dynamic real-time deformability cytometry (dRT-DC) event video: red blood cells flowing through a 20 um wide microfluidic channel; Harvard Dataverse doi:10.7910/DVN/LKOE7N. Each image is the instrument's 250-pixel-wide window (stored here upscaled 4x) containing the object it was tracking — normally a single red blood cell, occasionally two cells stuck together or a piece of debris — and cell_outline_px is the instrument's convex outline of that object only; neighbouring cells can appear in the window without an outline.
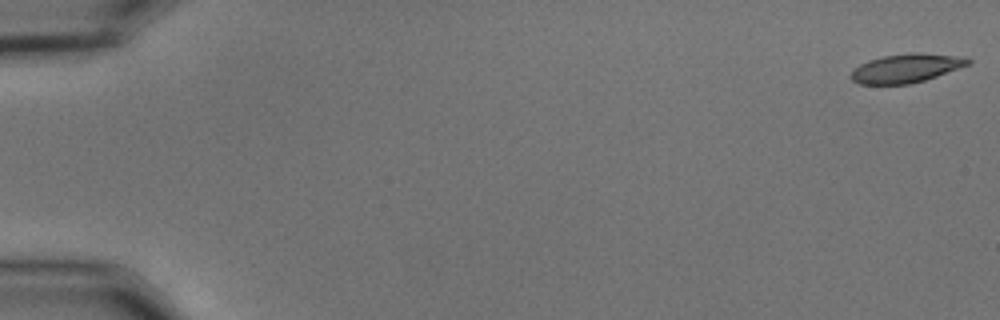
{"species": "common noctule bat (a hibernating species)", "species_latin": "Nyctalus noctula", "temperature_condition": "cold", "stored_images_in_passage": 55, "camera_frame_rate_fps": 3000, "um_per_image_px": 0.085, "animal": {"sex": "male", "body_mass_g": 15.6}, "frame": {"image": 1, "passage_image": 1, "time_ms": 0.0, "image_size_px": [1000, 320], "cell_outline_px": [[972, 64], [924, 80], [908, 84], [860, 84], [852, 80], [848, 76], [860, 64], [868, 60], [884, 56], [912, 52], [920, 52], [964, 56], [972, 60]], "centroid_in_image_um": [77.07, 5.78], "position_along_channel_um": 7.9, "area_um2": 19.77}}
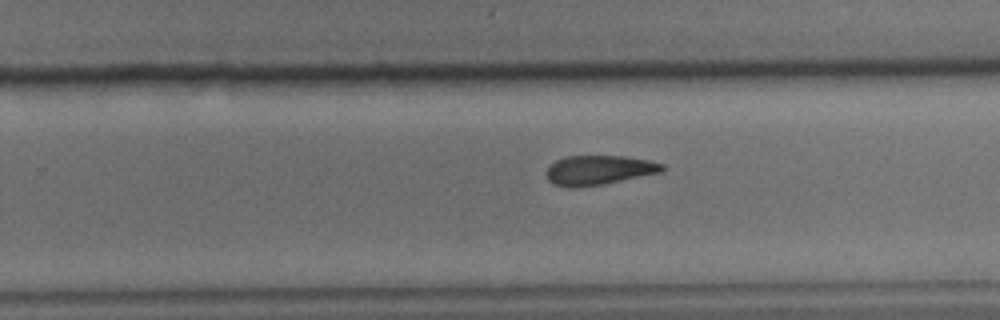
{"frame": {"image": 2, "passage_image": 36, "time_ms": 11.667, "image_size_px": [1000, 320], "cell_outline_px": [[664, 172], [604, 184], [576, 188], [568, 188], [552, 184], [548, 180], [544, 172], [556, 160], [564, 156], [624, 156], [648, 160], [664, 164]], "centroid_in_image_um": [50.89, 14.47], "position_along_channel_um": 278.9, "area_um2": 20.23}}
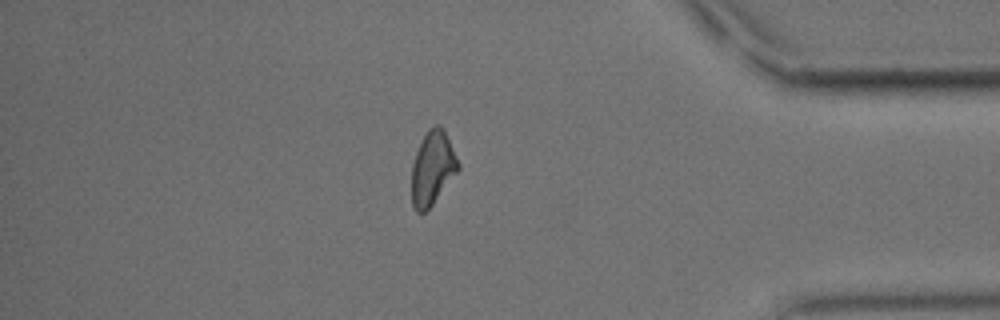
{"frame": {"image": 3, "passage_image": 48, "time_ms": 15.667, "image_size_px": [1000, 320], "cell_outline_px": [[460, 168], [432, 204], [424, 212], [416, 212], [412, 204], [412, 164], [416, 152], [428, 128], [436, 124], [440, 124], [444, 128], [460, 164]], "centroid_in_image_um": [36.77, 14.25], "position_along_channel_um": 398.4, "area_um2": 19.83}, "authors_computed_cell_mechanics": {"area_um2": 20.6924, "velocity_mm_per_s": 3.667, "shape_relaxation_time_tau1_ms": 7.8677, "shape_relaxation_time_tau2_ms": null, "deformation_change_tau1": 0.2087, "deformation_change_tau2": null}}